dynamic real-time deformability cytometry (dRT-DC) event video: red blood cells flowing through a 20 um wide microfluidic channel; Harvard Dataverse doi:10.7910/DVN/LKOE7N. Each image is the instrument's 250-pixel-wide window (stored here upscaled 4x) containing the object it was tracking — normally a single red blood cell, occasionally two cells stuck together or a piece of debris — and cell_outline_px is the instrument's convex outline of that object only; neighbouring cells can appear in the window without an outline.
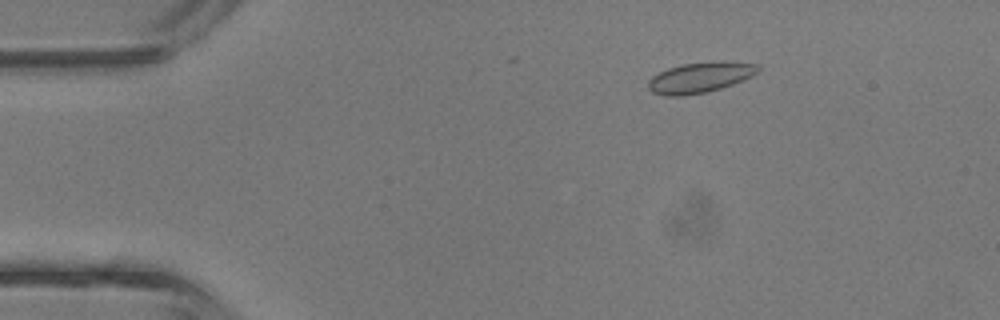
{"species": "common noctule bat (a hibernating species)", "species_latin": "Nyctalus noctula", "temperature_condition": "room temperature", "stored_images_in_passage": 9, "camera_frame_rate_fps": 3000, "um_per_image_px": 0.085, "animal": {"sex": "male", "body_mass_g": 13.3}, "frame": {"image": 1, "passage_image": 7, "time_ms": 2.0, "image_size_px": [1000, 320], "cell_outline_px": [[760, 72], [744, 80], [708, 92], [684, 96], [664, 96], [652, 92], [648, 88], [648, 80], [652, 76], [668, 68], [684, 64], [760, 64]], "centroid_in_image_um": [59.44, 6.65], "position_along_channel_um": 25.6, "area_um2": 18.73}}